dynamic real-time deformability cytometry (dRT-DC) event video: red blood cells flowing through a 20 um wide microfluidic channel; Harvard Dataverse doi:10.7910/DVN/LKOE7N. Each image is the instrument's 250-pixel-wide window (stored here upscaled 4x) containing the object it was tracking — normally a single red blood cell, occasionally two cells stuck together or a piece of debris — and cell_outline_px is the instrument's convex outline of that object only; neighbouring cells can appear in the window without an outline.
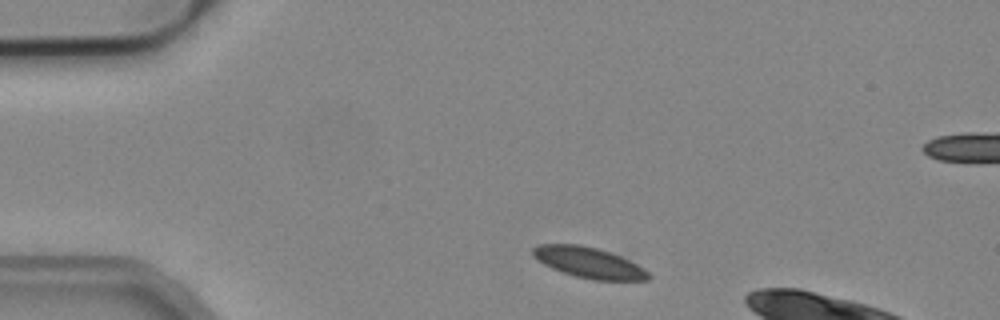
{"species": "common noctule bat (a hibernating species)", "species_latin": "Nyctalus noctula", "temperature_condition": "cold", "stored_images_in_passage": 3, "camera_frame_rate_fps": 3000, "um_per_image_px": 0.085, "animal": {"sex": "male", "body_mass_g": 19.2, "forearm_length_mm": 51.8}, "frame": {"image": 1, "passage_image": 1, "time_ms": 0.0, "image_size_px": [1000, 320], "cell_outline_px": [[652, 276], [648, 280], [592, 280], [576, 276], [552, 268], [536, 260], [532, 256], [532, 248], [536, 244], [580, 244], [596, 248], [620, 256], [644, 268]], "centroid_in_image_um": [50.02, 22.31], "position_along_channel_um": 35.0, "area_um2": 20.63}}